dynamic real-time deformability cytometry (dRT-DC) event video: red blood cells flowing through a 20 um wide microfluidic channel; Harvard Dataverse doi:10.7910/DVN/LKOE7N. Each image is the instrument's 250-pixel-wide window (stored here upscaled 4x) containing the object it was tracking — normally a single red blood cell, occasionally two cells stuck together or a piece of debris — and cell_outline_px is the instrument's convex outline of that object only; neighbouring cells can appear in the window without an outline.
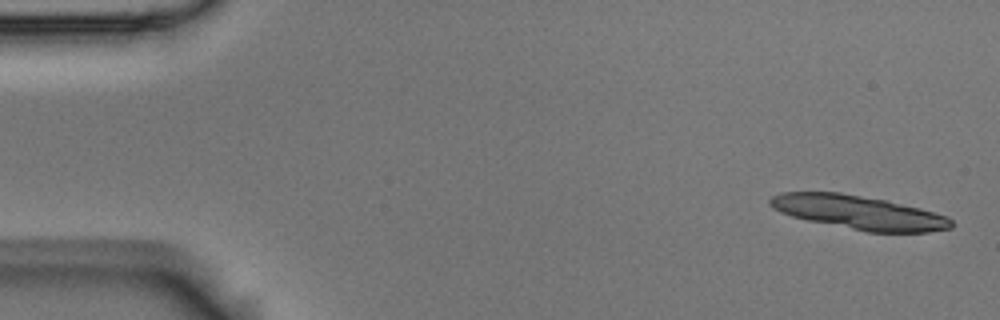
{"species": "Egyptian fruit bat (a non-hibernating species)", "species_latin": "Rousettus aegyptiacus", "temperature_condition": "room temperature", "stored_images_in_passage": 14, "camera_frame_rate_fps": 3000, "um_per_image_px": 0.085, "animal": {"sex": "male"}, "frame": {"image": 1, "passage_image": 1, "time_ms": 0.0, "image_size_px": [1000, 320], "cell_outline_px": [[952, 228], [928, 232], [864, 232], [808, 220], [792, 216], [780, 212], [772, 208], [768, 204], [768, 200], [772, 196], [780, 192], [840, 192], [884, 200], [920, 208], [948, 216], [952, 220]], "centroid_in_image_um": [72.97, 18.06], "position_along_channel_um": 12.0, "area_um2": 35.72}}